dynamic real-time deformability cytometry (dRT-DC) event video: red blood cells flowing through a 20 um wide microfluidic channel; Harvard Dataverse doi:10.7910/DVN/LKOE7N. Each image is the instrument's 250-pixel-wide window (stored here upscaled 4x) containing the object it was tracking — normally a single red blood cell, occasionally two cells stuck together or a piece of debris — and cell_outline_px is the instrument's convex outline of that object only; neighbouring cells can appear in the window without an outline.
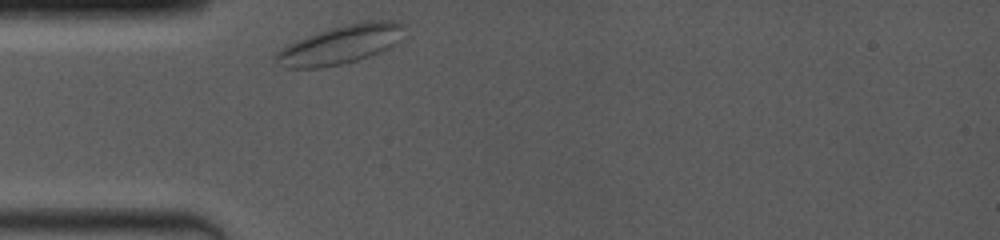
{"species": "common noctule bat (a hibernating species)", "species_latin": "Nyctalus noctula", "temperature_condition": "room temperature", "stored_images_in_passage": 8, "segment_of_instrument_passage": [1, 2], "camera_frame_rate_fps": 4000, "um_per_image_px": 0.085, "animal": {"sex": "female", "body_mass_g": 19.0, "forearm_length_mm": 53.3}, "frame": {"image": 1, "passage_image": 1, "time_ms": 0.0, "image_size_px": [1000, 240], "cell_outline_px": [[404, 24], [396, 44], [380, 52], [356, 60], [340, 64], [320, 68], [288, 68], [272, 60], [272, 52], [296, 40], [332, 28], [348, 24], [376, 20], [396, 20]], "centroid_in_image_um": [28.87, 3.81], "position_along_channel_um": 56.1, "area_um2": 28.61}}
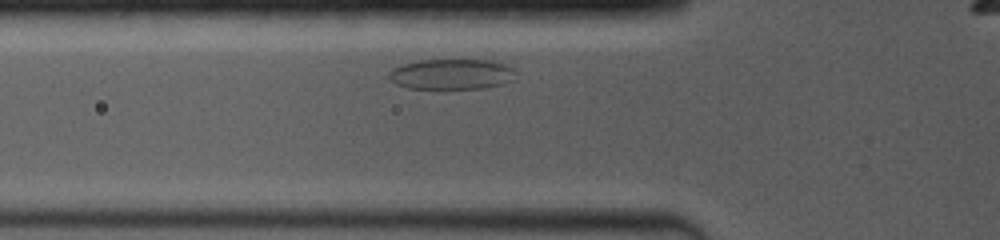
{"frame": {"image": 2, "passage_image": 5, "time_ms": 1.0, "image_size_px": [1000, 240], "cell_outline_px": [[516, 80], [484, 88], [408, 88], [396, 84], [388, 76], [388, 72], [392, 68], [400, 64], [420, 60], [492, 60], [508, 64], [516, 72]], "centroid_in_image_um": [38.41, 6.29], "position_along_channel_um": 87.4, "area_um2": 22.72}}